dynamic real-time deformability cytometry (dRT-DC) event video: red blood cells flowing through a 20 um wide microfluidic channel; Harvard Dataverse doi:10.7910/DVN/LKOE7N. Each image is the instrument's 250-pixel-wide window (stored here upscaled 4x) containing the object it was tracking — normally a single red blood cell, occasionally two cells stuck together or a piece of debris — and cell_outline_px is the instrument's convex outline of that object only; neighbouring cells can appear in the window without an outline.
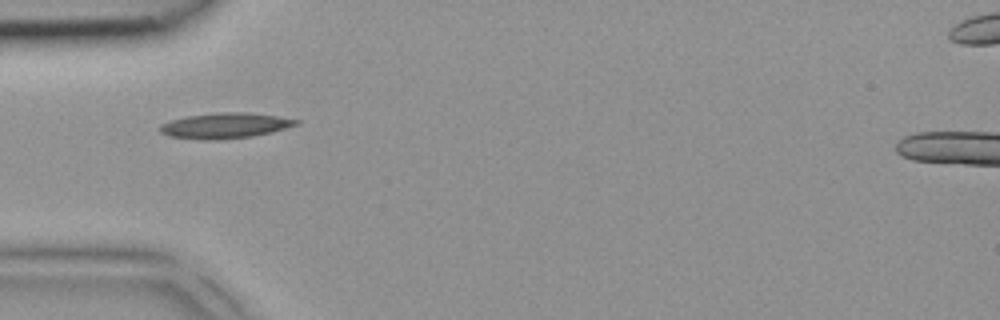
{"species": "common noctule bat (a hibernating species)", "species_latin": "Nyctalus noctula", "temperature_condition": "room temperature", "stored_images_in_passage": 1, "camera_frame_rate_fps": 3000, "um_per_image_px": 0.085, "animal": {"sex": "female", "body_mass_g": 18.4}, "frame": {"image": 1, "passage_image": 1, "time_ms": 0.0, "image_size_px": [1000, 320], "cell_outline_px": [[300, 124], [272, 132], [252, 136], [220, 140], [204, 140], [172, 136], [160, 132], [160, 124], [184, 116], [216, 112], [252, 112], [300, 120]], "centroid_in_image_um": [19.16, 10.67], "position_along_channel_um": 65.8, "area_um2": 20.35}}